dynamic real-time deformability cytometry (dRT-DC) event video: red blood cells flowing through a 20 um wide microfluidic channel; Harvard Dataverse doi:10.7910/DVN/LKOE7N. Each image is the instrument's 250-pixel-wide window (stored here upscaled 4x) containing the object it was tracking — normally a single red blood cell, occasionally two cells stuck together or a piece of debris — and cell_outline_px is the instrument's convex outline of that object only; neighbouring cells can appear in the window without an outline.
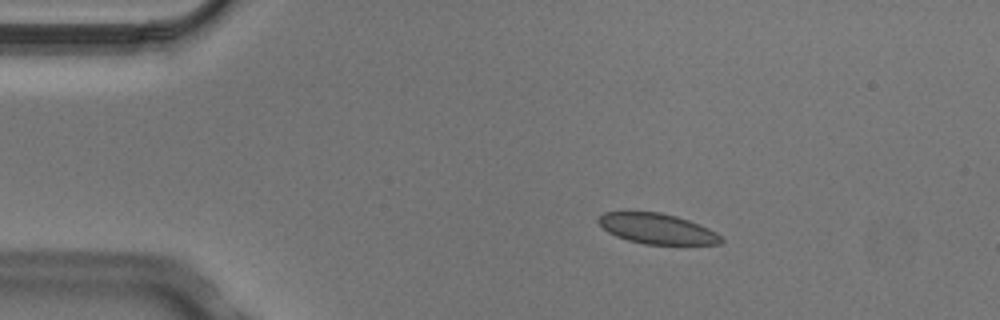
{"species": "Egyptian fruit bat (a non-hibernating species)", "species_latin": "Rousettus aegyptiacus", "temperature_condition": "cold", "stored_images_in_passage": 4, "camera_frame_rate_fps": 3000, "um_per_image_px": 0.085, "animal": {"sex": "male"}, "frame": {"image": 1, "passage_image": 2, "time_ms": 0.333, "image_size_px": [1000, 320], "cell_outline_px": [[724, 240], [720, 244], [644, 244], [628, 240], [616, 236], [608, 232], [596, 220], [604, 212], [660, 212], [676, 216], [688, 220], [708, 228], [716, 232]], "centroid_in_image_um": [55.85, 19.44], "position_along_channel_um": 29.2, "area_um2": 21.5}}